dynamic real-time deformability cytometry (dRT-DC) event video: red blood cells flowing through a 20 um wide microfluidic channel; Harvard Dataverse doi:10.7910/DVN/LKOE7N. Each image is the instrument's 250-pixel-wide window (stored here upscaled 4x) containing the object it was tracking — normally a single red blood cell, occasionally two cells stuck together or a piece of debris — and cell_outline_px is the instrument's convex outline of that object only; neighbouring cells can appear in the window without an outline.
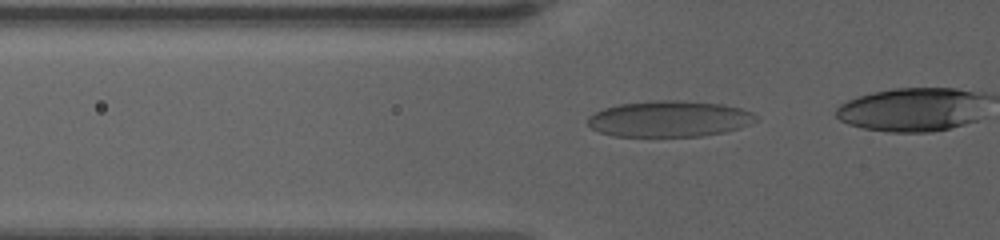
{"species": "human", "species_latin": "Homo sapiens", "temperature_condition": "warm", "stored_images_in_passage": 25, "camera_frame_rate_fps": 3000, "um_per_image_px": 0.085, "donor": {"sex": "female"}, "frame": {"image": 1, "passage_image": 18, "time_ms": 5.667, "image_size_px": [1000, 240], "cell_outline_px": [[760, 120], [740, 128], [724, 132], [700, 136], [612, 136], [600, 132], [592, 128], [588, 124], [588, 116], [604, 108], [620, 104], [656, 100], [676, 100], [720, 104], [740, 108], [752, 112]], "centroid_in_image_um": [56.91, 10.1], "position_along_channel_um": 68.9, "area_um2": 35.26}}
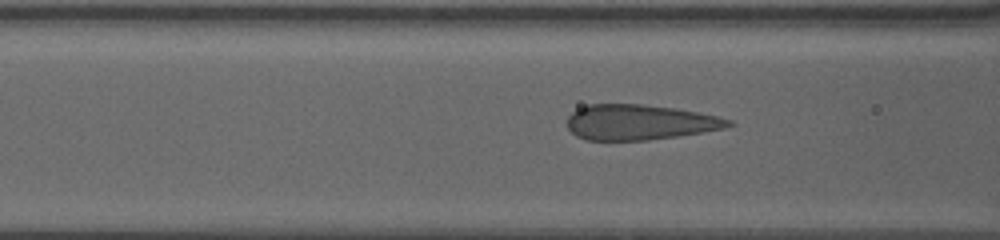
{"frame": {"image": 2, "passage_image": 22, "time_ms": 7.0, "image_size_px": [1000, 240], "cell_outline_px": [[736, 124], [724, 128], [704, 132], [648, 140], [584, 140], [576, 136], [568, 128], [568, 116], [572, 112], [588, 104], [644, 104], [676, 108], [716, 116], [732, 120]], "centroid_in_image_um": [54.37, 10.39], "position_along_channel_um": 112.2, "area_um2": 33.18}}